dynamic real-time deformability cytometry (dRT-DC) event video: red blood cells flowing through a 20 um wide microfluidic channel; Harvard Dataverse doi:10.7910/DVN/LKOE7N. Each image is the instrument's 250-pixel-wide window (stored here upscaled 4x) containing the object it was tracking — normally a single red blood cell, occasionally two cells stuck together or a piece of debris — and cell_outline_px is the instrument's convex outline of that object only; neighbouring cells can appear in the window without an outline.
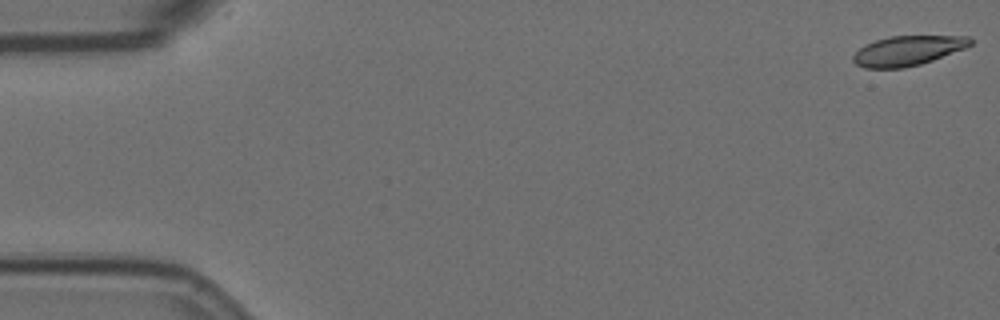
{"species": "Egyptian fruit bat (a non-hibernating species)", "species_latin": "Rousettus aegyptiacus", "temperature_condition": "room temperature", "stored_images_in_passage": 17, "camera_frame_rate_fps": 3000, "um_per_image_px": 0.085, "animal": {"sex": "female"}, "frame": {"image": 1, "passage_image": 1, "time_ms": 0.0, "image_size_px": [1000, 320], "cell_outline_px": [[972, 44], [964, 48], [932, 60], [920, 64], [904, 68], [864, 68], [856, 64], [852, 60], [852, 56], [864, 44], [876, 40], [892, 36], [968, 36], [972, 40]], "centroid_in_image_um": [77.12, 4.31], "position_along_channel_um": 7.9, "area_um2": 20.17}}
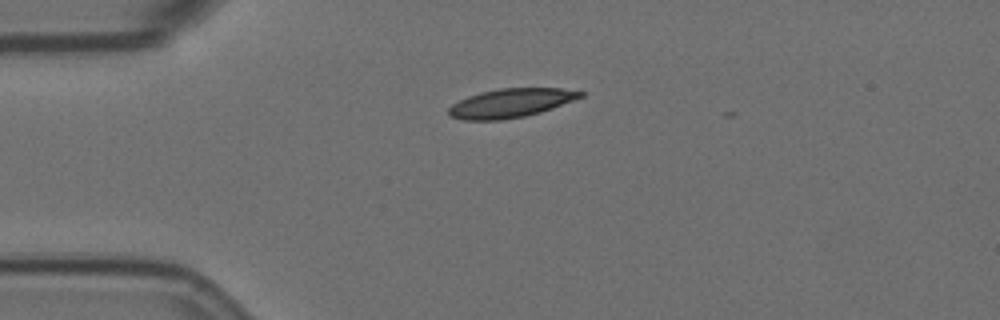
{"frame": {"image": 2, "passage_image": 14, "time_ms": 4.333, "image_size_px": [1000, 320], "cell_outline_px": [[584, 96], [552, 108], [540, 112], [524, 116], [500, 120], [464, 120], [452, 116], [448, 112], [448, 108], [452, 104], [468, 96], [480, 92], [500, 88], [560, 88], [584, 92]], "centroid_in_image_um": [43.41, 8.75], "position_along_channel_um": 41.6, "area_um2": 21.96}}